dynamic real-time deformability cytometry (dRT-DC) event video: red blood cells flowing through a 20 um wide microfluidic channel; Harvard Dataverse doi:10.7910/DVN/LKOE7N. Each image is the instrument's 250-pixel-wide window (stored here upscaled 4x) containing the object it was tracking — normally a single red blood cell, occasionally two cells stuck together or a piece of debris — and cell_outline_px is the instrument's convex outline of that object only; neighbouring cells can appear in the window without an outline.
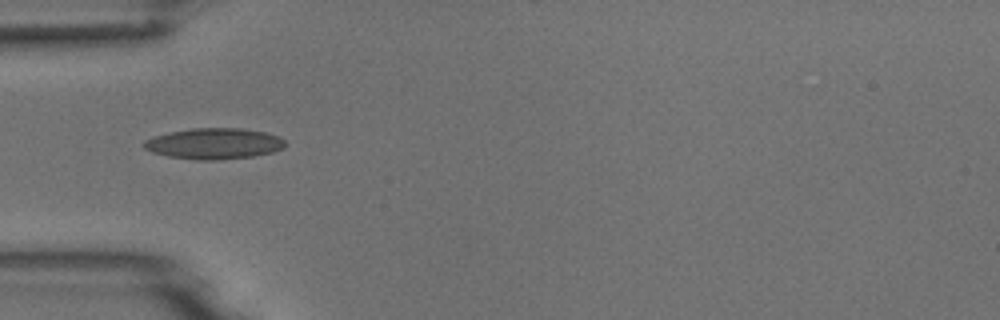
{"species": "common noctule bat (a hibernating species)", "species_latin": "Nyctalus noctula", "temperature_condition": "room temperature", "stored_images_in_passage": 5, "camera_frame_rate_fps": 3000, "um_per_image_px": 0.085, "animal": {"sex": "male", "body_mass_g": 18.8}, "frame": {"image": 1, "passage_image": 2, "time_ms": 1.333, "image_size_px": [1000, 320], "cell_outline_px": [[288, 144], [284, 148], [272, 152], [252, 156], [220, 160], [196, 160], [168, 156], [152, 152], [144, 148], [144, 140], [156, 136], [172, 132], [192, 128], [240, 128], [268, 132], [280, 136]], "centroid_in_image_um": [18.26, 12.21], "position_along_channel_um": 66.7, "area_um2": 25.55}}